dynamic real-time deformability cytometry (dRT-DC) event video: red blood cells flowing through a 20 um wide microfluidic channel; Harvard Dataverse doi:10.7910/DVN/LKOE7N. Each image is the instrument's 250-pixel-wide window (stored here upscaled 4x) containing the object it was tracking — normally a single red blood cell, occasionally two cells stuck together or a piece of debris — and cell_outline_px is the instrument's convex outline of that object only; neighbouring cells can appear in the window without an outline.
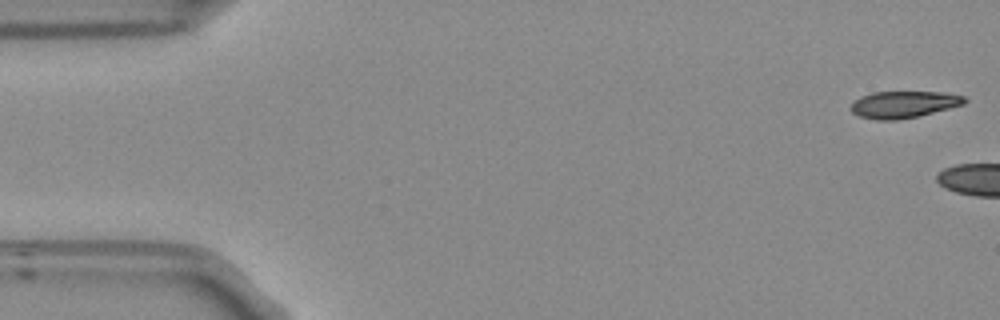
{"species": "Egyptian fruit bat (a non-hibernating species)", "species_latin": "Rousettus aegyptiacus", "temperature_condition": "room temperature", "stored_images_in_passage": 4, "camera_frame_rate_fps": 3000, "um_per_image_px": 0.085, "frame": {"image": 1, "passage_image": 1, "time_ms": 0.0, "image_size_px": [1000, 320], "cell_outline_px": [[968, 100], [964, 104], [916, 116], [896, 120], [876, 120], [860, 116], [852, 112], [852, 104], [860, 96], [872, 92], [944, 92], [964, 96]], "centroid_in_image_um": [76.81, 8.87], "position_along_channel_um": 8.2, "area_um2": 17.51}}